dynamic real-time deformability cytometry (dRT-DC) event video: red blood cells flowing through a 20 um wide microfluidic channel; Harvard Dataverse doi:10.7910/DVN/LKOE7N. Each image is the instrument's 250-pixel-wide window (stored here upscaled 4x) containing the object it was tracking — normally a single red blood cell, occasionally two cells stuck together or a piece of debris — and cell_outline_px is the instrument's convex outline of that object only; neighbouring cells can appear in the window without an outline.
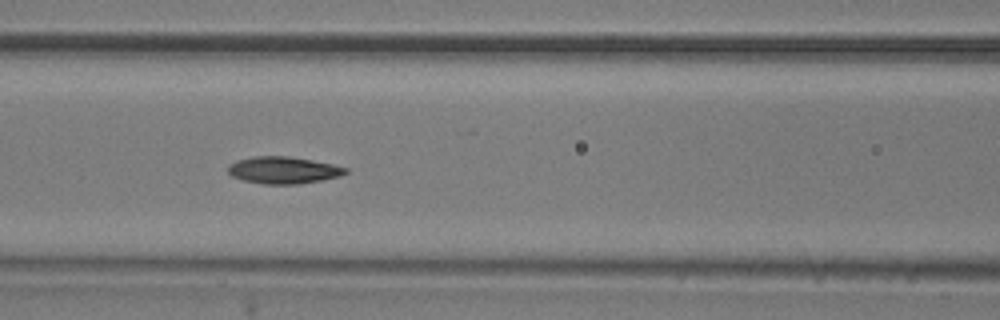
{"species": "common noctule bat (a hibernating species)", "species_latin": "Nyctalus noctula", "temperature_condition": "room temperature", "stored_images_in_passage": 14, "camera_frame_rate_fps": 3000, "um_per_image_px": 0.085, "animal": {"sex": "male", "body_mass_g": 20.5, "forearm_length_mm": 52.5}, "frame": {"image": 1, "passage_image": 6, "time_ms": 1.667, "image_size_px": [1000, 320], "cell_outline_px": [[348, 172], [340, 176], [300, 184], [264, 184], [244, 180], [232, 176], [228, 172], [228, 164], [236, 160], [252, 156], [288, 156], [312, 160], [332, 164], [348, 168]], "centroid_in_image_um": [24.07, 14.45], "position_along_channel_um": 142.5, "area_um2": 18.5}}
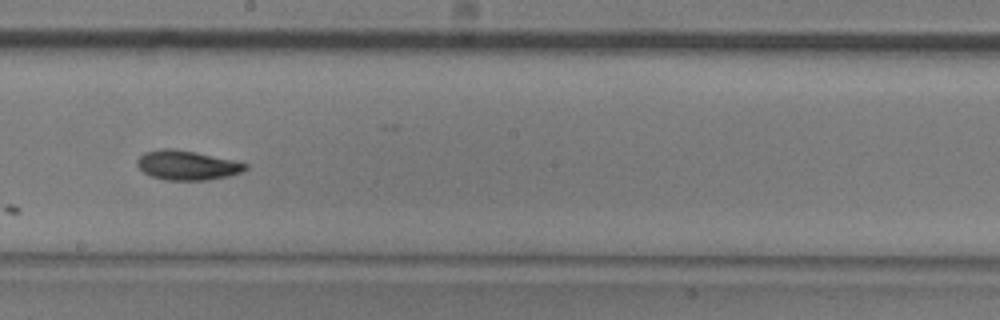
{"frame": {"image": 2, "passage_image": 8, "time_ms": 2.333, "image_size_px": [1000, 320], "cell_outline_px": [[248, 168], [240, 172], [228, 176], [208, 180], [164, 180], [152, 176], [144, 172], [136, 164], [136, 160], [144, 152], [164, 148], [172, 148], [196, 152], [248, 164]], "centroid_in_image_um": [15.87, 14.04], "position_along_channel_um": 232.3, "area_um2": 18.44}}
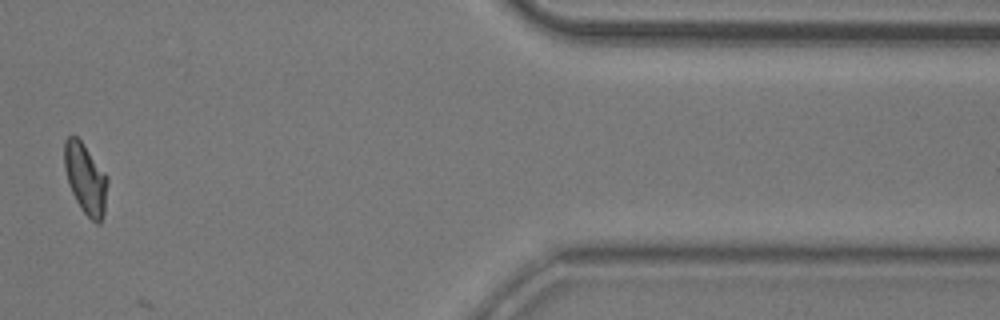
{"frame": {"image": 3, "passage_image": 13, "time_ms": 4.0, "image_size_px": [1000, 320], "cell_outline_px": [[108, 180], [104, 212], [100, 224], [96, 224], [80, 208], [72, 192], [64, 168], [64, 140], [68, 136], [76, 136], [80, 140], [108, 176]], "centroid_in_image_um": [7.27, 15.19], "position_along_channel_um": 404.1, "area_um2": 17.57}}